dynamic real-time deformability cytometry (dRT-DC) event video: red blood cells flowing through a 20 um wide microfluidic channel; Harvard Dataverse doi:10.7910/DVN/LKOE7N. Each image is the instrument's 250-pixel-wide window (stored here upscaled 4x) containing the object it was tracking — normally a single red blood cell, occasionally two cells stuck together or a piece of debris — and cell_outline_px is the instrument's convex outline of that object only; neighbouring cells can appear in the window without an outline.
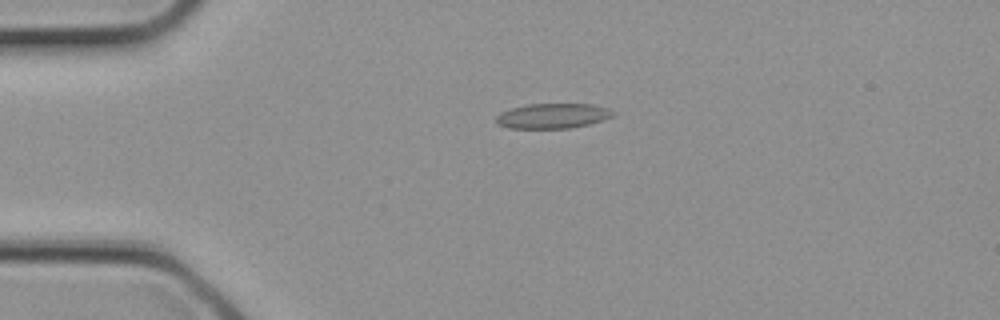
{"species": "common noctule bat (a hibernating species)", "species_latin": "Nyctalus noctula", "temperature_condition": "cold", "stored_images_in_passage": 4, "camera_frame_rate_fps": 3000, "um_per_image_px": 0.085, "animal": {"sex": "female", "body_mass_g": 21.9}, "frame": {"image": 1, "passage_image": 4, "time_ms": 1.0, "image_size_px": [1000, 320], "cell_outline_px": [[616, 112], [612, 116], [604, 120], [572, 128], [508, 128], [496, 124], [496, 116], [500, 112], [512, 108], [528, 104], [592, 104], [608, 108]], "centroid_in_image_um": [46.98, 9.85], "position_along_channel_um": 38.0, "area_um2": 17.11}}